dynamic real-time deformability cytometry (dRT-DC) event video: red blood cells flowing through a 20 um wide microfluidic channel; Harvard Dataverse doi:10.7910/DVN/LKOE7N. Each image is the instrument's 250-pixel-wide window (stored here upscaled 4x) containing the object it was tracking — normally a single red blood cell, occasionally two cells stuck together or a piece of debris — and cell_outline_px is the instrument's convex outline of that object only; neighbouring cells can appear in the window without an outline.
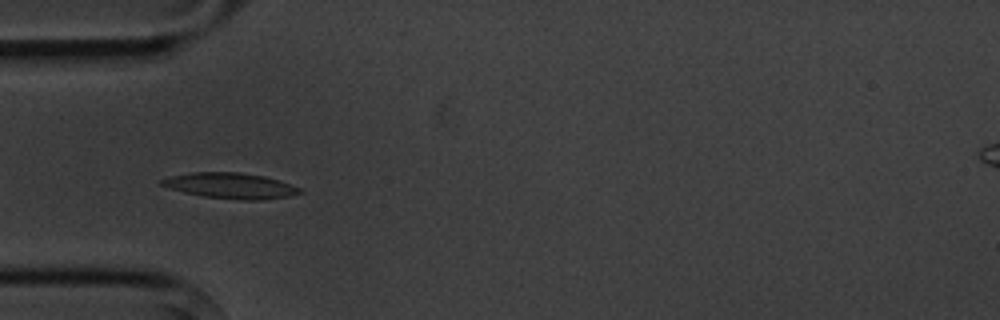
{"species": "common noctule bat (a hibernating species)", "species_latin": "Nyctalus noctula", "temperature_condition": "cold", "stored_images_in_passage": 6, "camera_frame_rate_fps": 3000, "um_per_image_px": 0.085, "animal": {"sex": "male", "body_mass_g": 20.1, "forearm_length_mm": 53.5}, "frame": {"image": 1, "passage_image": 5, "time_ms": 5.333, "image_size_px": [1000, 320], "cell_outline_px": [[304, 192], [288, 196], [260, 200], [240, 200], [204, 196], [184, 192], [168, 188], [156, 184], [160, 180], [172, 176], [192, 172], [240, 172], [264, 176], [300, 188]], "centroid_in_image_um": [19.54, 15.78], "position_along_channel_um": 65.5, "area_um2": 20.52}}
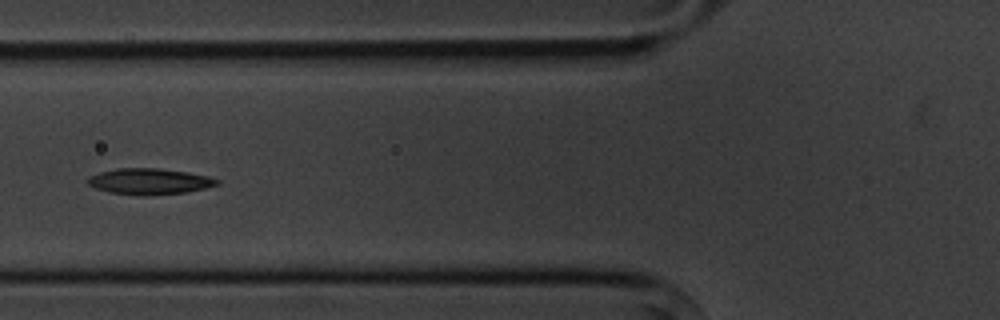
{"frame": {"image": 2, "passage_image": 6, "time_ms": 6.667, "image_size_px": [1000, 320], "cell_outline_px": [[220, 184], [188, 192], [144, 196], [136, 196], [108, 192], [96, 188], [88, 184], [84, 180], [88, 176], [100, 172], [116, 168], [160, 168], [188, 172], [208, 176], [220, 180]], "centroid_in_image_um": [12.67, 15.42], "position_along_channel_um": 113.1, "area_um2": 19.94}}